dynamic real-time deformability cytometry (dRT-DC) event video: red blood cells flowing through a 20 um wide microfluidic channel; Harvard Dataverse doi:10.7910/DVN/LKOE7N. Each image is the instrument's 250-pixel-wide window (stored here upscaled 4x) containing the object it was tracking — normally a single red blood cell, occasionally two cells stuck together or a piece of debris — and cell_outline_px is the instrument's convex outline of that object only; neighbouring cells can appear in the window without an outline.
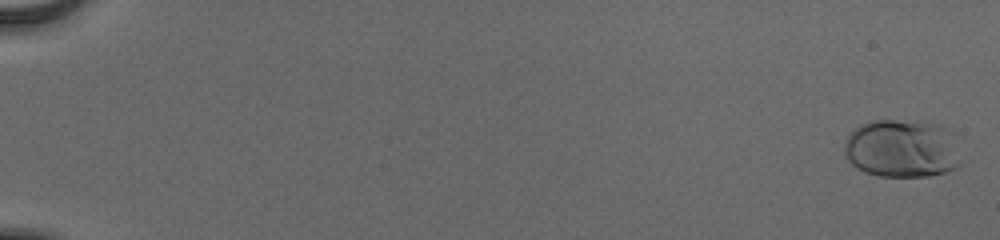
{"species": "human", "species_latin": "Homo sapiens", "temperature_condition": "cold", "stored_images_in_passage": 57, "camera_frame_rate_fps": 3000, "um_per_image_px": 0.085, "donor": {"sex": "male"}, "frame": {"image": 1, "passage_image": 2, "time_ms": 0.333, "image_size_px": [1000, 240], "cell_outline_px": [[964, 136], [960, 164], [944, 172], [928, 176], [876, 176], [864, 172], [856, 168], [844, 156], [844, 140], [860, 124], [868, 120], [916, 120], [940, 124]], "centroid_in_image_um": [76.78, 12.59], "position_along_channel_um": 8.2, "area_um2": 41.33}}
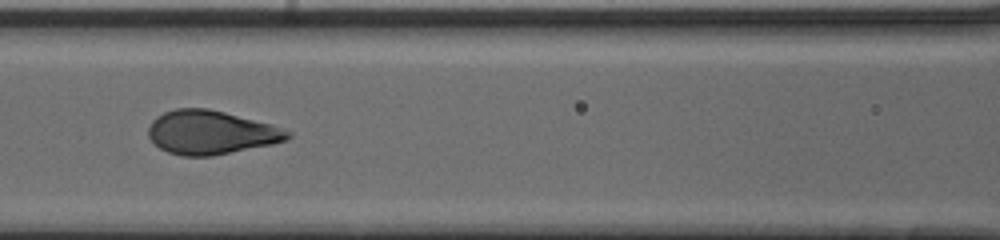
{"frame": {"image": 2, "passage_image": 29, "time_ms": 9.333, "image_size_px": [1000, 240], "cell_outline_px": [[292, 136], [284, 140], [272, 144], [212, 156], [184, 156], [168, 152], [160, 148], [148, 136], [148, 128], [152, 120], [156, 116], [164, 112], [176, 108], [208, 108], [272, 124], [292, 132]], "centroid_in_image_um": [17.92, 11.25], "position_along_channel_um": 148.7, "area_um2": 35.43}}
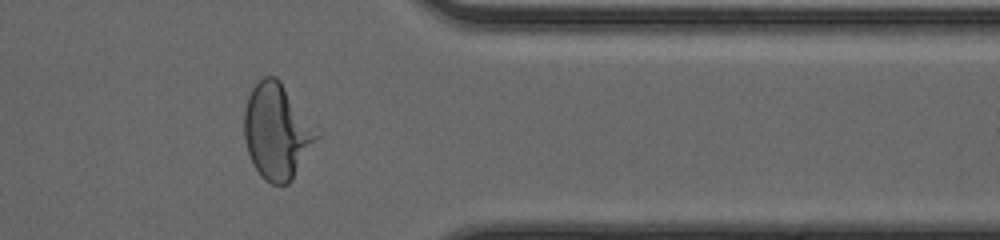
{"frame": {"image": 3, "passage_image": 48, "time_ms": 15.667, "image_size_px": [1000, 240], "cell_outline_px": [[320, 136], [292, 180], [288, 184], [272, 184], [264, 180], [260, 176], [252, 164], [244, 140], [244, 108], [248, 96], [252, 88], [264, 76], [276, 76], [280, 80]], "centroid_in_image_um": [23.5, 11.2], "position_along_channel_um": 387.9, "area_um2": 40.0}, "authors_computed_cell_mechanics": {"area_um2": 36.2406, "velocity_mm_per_s": 3.8866, "shape_relaxation_time_tau1_ms": 3.7293, "shape_relaxation_time_tau2_ms": null, "deformation_change_tau1": 0.1756, "deformation_change_tau2": null}}